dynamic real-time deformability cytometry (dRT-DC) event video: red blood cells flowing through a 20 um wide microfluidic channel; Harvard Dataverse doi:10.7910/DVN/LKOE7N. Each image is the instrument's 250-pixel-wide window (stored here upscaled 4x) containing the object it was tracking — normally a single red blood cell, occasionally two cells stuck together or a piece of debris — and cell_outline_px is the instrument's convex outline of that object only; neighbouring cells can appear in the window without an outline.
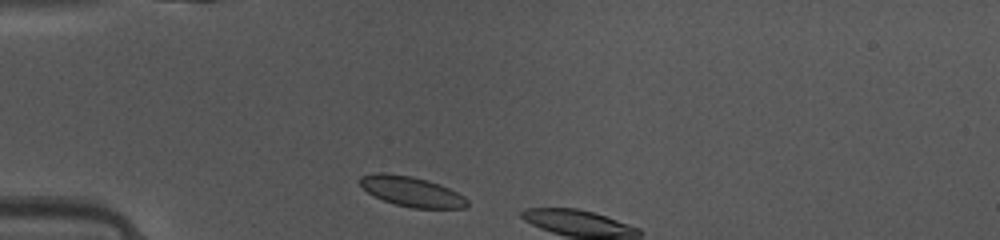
{"species": "common noctule bat (a hibernating species)", "species_latin": "Nyctalus noctula", "temperature_condition": "warm", "stored_images_in_passage": 4, "camera_frame_rate_fps": 3000, "um_per_image_px": 0.085, "animal": {"sex": "female", "body_mass_g": 10.0, "forearm_length_mm": 53.1}, "frame": {"image": 1, "passage_image": 2, "time_ms": 0.333, "image_size_px": [1000, 240], "cell_outline_px": [[468, 204], [464, 208], [412, 208], [396, 204], [384, 200], [368, 192], [360, 184], [360, 176], [376, 172], [384, 172], [412, 176], [428, 180], [440, 184], [464, 196], [468, 200]], "centroid_in_image_um": [34.99, 16.26], "position_along_channel_um": 50.0, "area_um2": 18.67}}